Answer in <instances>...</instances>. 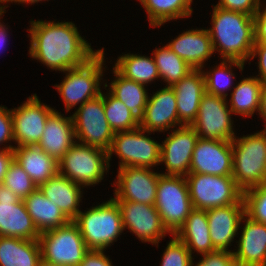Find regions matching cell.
Listing matches in <instances>:
<instances>
[{
  "label": "cell",
  "mask_w": 266,
  "mask_h": 266,
  "mask_svg": "<svg viewBox=\"0 0 266 266\" xmlns=\"http://www.w3.org/2000/svg\"><path fill=\"white\" fill-rule=\"evenodd\" d=\"M258 55V67L259 74L256 76L264 85H266V43L255 40L251 57L250 59H254Z\"/></svg>",
  "instance_id": "cell-43"
},
{
  "label": "cell",
  "mask_w": 266,
  "mask_h": 266,
  "mask_svg": "<svg viewBox=\"0 0 266 266\" xmlns=\"http://www.w3.org/2000/svg\"><path fill=\"white\" fill-rule=\"evenodd\" d=\"M13 159V150H5L0 147V184L3 183L4 177L6 176L10 163Z\"/></svg>",
  "instance_id": "cell-46"
},
{
  "label": "cell",
  "mask_w": 266,
  "mask_h": 266,
  "mask_svg": "<svg viewBox=\"0 0 266 266\" xmlns=\"http://www.w3.org/2000/svg\"><path fill=\"white\" fill-rule=\"evenodd\" d=\"M161 80L172 87L194 68L172 51L167 44L152 52Z\"/></svg>",
  "instance_id": "cell-34"
},
{
  "label": "cell",
  "mask_w": 266,
  "mask_h": 266,
  "mask_svg": "<svg viewBox=\"0 0 266 266\" xmlns=\"http://www.w3.org/2000/svg\"><path fill=\"white\" fill-rule=\"evenodd\" d=\"M207 211L210 239L216 250L229 251L234 237L242 224L245 215L244 204H230L223 207L212 208Z\"/></svg>",
  "instance_id": "cell-22"
},
{
  "label": "cell",
  "mask_w": 266,
  "mask_h": 266,
  "mask_svg": "<svg viewBox=\"0 0 266 266\" xmlns=\"http://www.w3.org/2000/svg\"><path fill=\"white\" fill-rule=\"evenodd\" d=\"M41 259L38 239L0 236L1 266H38Z\"/></svg>",
  "instance_id": "cell-30"
},
{
  "label": "cell",
  "mask_w": 266,
  "mask_h": 266,
  "mask_svg": "<svg viewBox=\"0 0 266 266\" xmlns=\"http://www.w3.org/2000/svg\"><path fill=\"white\" fill-rule=\"evenodd\" d=\"M244 192L266 182V129L232 140V175Z\"/></svg>",
  "instance_id": "cell-3"
},
{
  "label": "cell",
  "mask_w": 266,
  "mask_h": 266,
  "mask_svg": "<svg viewBox=\"0 0 266 266\" xmlns=\"http://www.w3.org/2000/svg\"><path fill=\"white\" fill-rule=\"evenodd\" d=\"M43 194L70 219L74 220L78 212L84 189L81 185L72 182L67 177L57 173L39 186Z\"/></svg>",
  "instance_id": "cell-25"
},
{
  "label": "cell",
  "mask_w": 266,
  "mask_h": 266,
  "mask_svg": "<svg viewBox=\"0 0 266 266\" xmlns=\"http://www.w3.org/2000/svg\"><path fill=\"white\" fill-rule=\"evenodd\" d=\"M104 112L114 133L139 128V125L133 120L129 108L110 92L104 94Z\"/></svg>",
  "instance_id": "cell-36"
},
{
  "label": "cell",
  "mask_w": 266,
  "mask_h": 266,
  "mask_svg": "<svg viewBox=\"0 0 266 266\" xmlns=\"http://www.w3.org/2000/svg\"><path fill=\"white\" fill-rule=\"evenodd\" d=\"M260 3L259 10L257 12V15L255 16L256 19V39L259 41H262L266 43V5L262 6Z\"/></svg>",
  "instance_id": "cell-45"
},
{
  "label": "cell",
  "mask_w": 266,
  "mask_h": 266,
  "mask_svg": "<svg viewBox=\"0 0 266 266\" xmlns=\"http://www.w3.org/2000/svg\"><path fill=\"white\" fill-rule=\"evenodd\" d=\"M38 240L41 258L59 266H79L89 251L73 220L64 226L40 233Z\"/></svg>",
  "instance_id": "cell-9"
},
{
  "label": "cell",
  "mask_w": 266,
  "mask_h": 266,
  "mask_svg": "<svg viewBox=\"0 0 266 266\" xmlns=\"http://www.w3.org/2000/svg\"><path fill=\"white\" fill-rule=\"evenodd\" d=\"M38 266H59V265H55L53 263H49L47 261H44L43 259L40 260Z\"/></svg>",
  "instance_id": "cell-50"
},
{
  "label": "cell",
  "mask_w": 266,
  "mask_h": 266,
  "mask_svg": "<svg viewBox=\"0 0 266 266\" xmlns=\"http://www.w3.org/2000/svg\"><path fill=\"white\" fill-rule=\"evenodd\" d=\"M161 173L152 168L128 166L119 168L114 200L155 205L158 179Z\"/></svg>",
  "instance_id": "cell-14"
},
{
  "label": "cell",
  "mask_w": 266,
  "mask_h": 266,
  "mask_svg": "<svg viewBox=\"0 0 266 266\" xmlns=\"http://www.w3.org/2000/svg\"><path fill=\"white\" fill-rule=\"evenodd\" d=\"M174 235L186 245L191 254L196 251L202 256L216 251L210 239L206 210L193 209Z\"/></svg>",
  "instance_id": "cell-28"
},
{
  "label": "cell",
  "mask_w": 266,
  "mask_h": 266,
  "mask_svg": "<svg viewBox=\"0 0 266 266\" xmlns=\"http://www.w3.org/2000/svg\"><path fill=\"white\" fill-rule=\"evenodd\" d=\"M76 142L72 116L65 117L54 110L47 119L37 146L59 161Z\"/></svg>",
  "instance_id": "cell-23"
},
{
  "label": "cell",
  "mask_w": 266,
  "mask_h": 266,
  "mask_svg": "<svg viewBox=\"0 0 266 266\" xmlns=\"http://www.w3.org/2000/svg\"><path fill=\"white\" fill-rule=\"evenodd\" d=\"M54 108L42 104L36 94L11 109L13 120V137L17 146L37 145L40 141L49 115Z\"/></svg>",
  "instance_id": "cell-15"
},
{
  "label": "cell",
  "mask_w": 266,
  "mask_h": 266,
  "mask_svg": "<svg viewBox=\"0 0 266 266\" xmlns=\"http://www.w3.org/2000/svg\"><path fill=\"white\" fill-rule=\"evenodd\" d=\"M79 266H113L109 256L104 254V250H89Z\"/></svg>",
  "instance_id": "cell-44"
},
{
  "label": "cell",
  "mask_w": 266,
  "mask_h": 266,
  "mask_svg": "<svg viewBox=\"0 0 266 266\" xmlns=\"http://www.w3.org/2000/svg\"><path fill=\"white\" fill-rule=\"evenodd\" d=\"M27 212L40 233L64 226L71 220L37 187L24 200Z\"/></svg>",
  "instance_id": "cell-29"
},
{
  "label": "cell",
  "mask_w": 266,
  "mask_h": 266,
  "mask_svg": "<svg viewBox=\"0 0 266 266\" xmlns=\"http://www.w3.org/2000/svg\"><path fill=\"white\" fill-rule=\"evenodd\" d=\"M168 134L161 144L160 163H165L162 175L187 176L190 172L192 154L198 140L191 126H181Z\"/></svg>",
  "instance_id": "cell-16"
},
{
  "label": "cell",
  "mask_w": 266,
  "mask_h": 266,
  "mask_svg": "<svg viewBox=\"0 0 266 266\" xmlns=\"http://www.w3.org/2000/svg\"><path fill=\"white\" fill-rule=\"evenodd\" d=\"M167 46L194 69H202L214 54L207 29H191L179 34Z\"/></svg>",
  "instance_id": "cell-24"
},
{
  "label": "cell",
  "mask_w": 266,
  "mask_h": 266,
  "mask_svg": "<svg viewBox=\"0 0 266 266\" xmlns=\"http://www.w3.org/2000/svg\"><path fill=\"white\" fill-rule=\"evenodd\" d=\"M176 126H179L176 96L172 87L165 86L148 97L144 120L139 127L154 133Z\"/></svg>",
  "instance_id": "cell-19"
},
{
  "label": "cell",
  "mask_w": 266,
  "mask_h": 266,
  "mask_svg": "<svg viewBox=\"0 0 266 266\" xmlns=\"http://www.w3.org/2000/svg\"><path fill=\"white\" fill-rule=\"evenodd\" d=\"M120 208L123 229H129L141 242L159 244L160 240L171 234L163 225L155 205L115 200Z\"/></svg>",
  "instance_id": "cell-13"
},
{
  "label": "cell",
  "mask_w": 266,
  "mask_h": 266,
  "mask_svg": "<svg viewBox=\"0 0 266 266\" xmlns=\"http://www.w3.org/2000/svg\"><path fill=\"white\" fill-rule=\"evenodd\" d=\"M10 141H13L14 143V137H13V120H12V113L11 109H8L4 106H0V144L4 145L3 149L5 150H13L15 148V145H8L5 142L8 143Z\"/></svg>",
  "instance_id": "cell-42"
},
{
  "label": "cell",
  "mask_w": 266,
  "mask_h": 266,
  "mask_svg": "<svg viewBox=\"0 0 266 266\" xmlns=\"http://www.w3.org/2000/svg\"><path fill=\"white\" fill-rule=\"evenodd\" d=\"M264 84L255 76L243 78L230 93L229 108L235 115L251 117L259 111L260 97Z\"/></svg>",
  "instance_id": "cell-31"
},
{
  "label": "cell",
  "mask_w": 266,
  "mask_h": 266,
  "mask_svg": "<svg viewBox=\"0 0 266 266\" xmlns=\"http://www.w3.org/2000/svg\"><path fill=\"white\" fill-rule=\"evenodd\" d=\"M186 180L194 209L209 210L230 204H244L243 191L231 175L189 173Z\"/></svg>",
  "instance_id": "cell-6"
},
{
  "label": "cell",
  "mask_w": 266,
  "mask_h": 266,
  "mask_svg": "<svg viewBox=\"0 0 266 266\" xmlns=\"http://www.w3.org/2000/svg\"><path fill=\"white\" fill-rule=\"evenodd\" d=\"M109 168L106 151L77 142L58 161V173L82 187L100 183Z\"/></svg>",
  "instance_id": "cell-7"
},
{
  "label": "cell",
  "mask_w": 266,
  "mask_h": 266,
  "mask_svg": "<svg viewBox=\"0 0 266 266\" xmlns=\"http://www.w3.org/2000/svg\"><path fill=\"white\" fill-rule=\"evenodd\" d=\"M14 159L39 187L58 173V161L37 145L15 146Z\"/></svg>",
  "instance_id": "cell-26"
},
{
  "label": "cell",
  "mask_w": 266,
  "mask_h": 266,
  "mask_svg": "<svg viewBox=\"0 0 266 266\" xmlns=\"http://www.w3.org/2000/svg\"><path fill=\"white\" fill-rule=\"evenodd\" d=\"M145 133H148L147 135ZM151 132L142 128L132 131L116 132L107 152L109 167L112 154L120 159L119 168L136 166L154 168L160 165L161 143L149 137Z\"/></svg>",
  "instance_id": "cell-10"
},
{
  "label": "cell",
  "mask_w": 266,
  "mask_h": 266,
  "mask_svg": "<svg viewBox=\"0 0 266 266\" xmlns=\"http://www.w3.org/2000/svg\"><path fill=\"white\" fill-rule=\"evenodd\" d=\"M225 97L205 93L191 127L199 138L232 141L235 137L233 115Z\"/></svg>",
  "instance_id": "cell-12"
},
{
  "label": "cell",
  "mask_w": 266,
  "mask_h": 266,
  "mask_svg": "<svg viewBox=\"0 0 266 266\" xmlns=\"http://www.w3.org/2000/svg\"><path fill=\"white\" fill-rule=\"evenodd\" d=\"M148 14L150 26L160 27L170 20L192 15L193 0H139Z\"/></svg>",
  "instance_id": "cell-32"
},
{
  "label": "cell",
  "mask_w": 266,
  "mask_h": 266,
  "mask_svg": "<svg viewBox=\"0 0 266 266\" xmlns=\"http://www.w3.org/2000/svg\"><path fill=\"white\" fill-rule=\"evenodd\" d=\"M71 116L77 143L108 152L115 133L105 116L103 92L83 103Z\"/></svg>",
  "instance_id": "cell-11"
},
{
  "label": "cell",
  "mask_w": 266,
  "mask_h": 266,
  "mask_svg": "<svg viewBox=\"0 0 266 266\" xmlns=\"http://www.w3.org/2000/svg\"><path fill=\"white\" fill-rule=\"evenodd\" d=\"M29 55L51 70H66L85 64L93 50L72 22L30 21Z\"/></svg>",
  "instance_id": "cell-1"
},
{
  "label": "cell",
  "mask_w": 266,
  "mask_h": 266,
  "mask_svg": "<svg viewBox=\"0 0 266 266\" xmlns=\"http://www.w3.org/2000/svg\"><path fill=\"white\" fill-rule=\"evenodd\" d=\"M124 77L146 85L160 78L154 57L123 54L113 66Z\"/></svg>",
  "instance_id": "cell-33"
},
{
  "label": "cell",
  "mask_w": 266,
  "mask_h": 266,
  "mask_svg": "<svg viewBox=\"0 0 266 266\" xmlns=\"http://www.w3.org/2000/svg\"><path fill=\"white\" fill-rule=\"evenodd\" d=\"M258 114L261 115L260 117H262L263 120L266 122V85H264L261 92ZM264 125H265L264 129H266V123Z\"/></svg>",
  "instance_id": "cell-48"
},
{
  "label": "cell",
  "mask_w": 266,
  "mask_h": 266,
  "mask_svg": "<svg viewBox=\"0 0 266 266\" xmlns=\"http://www.w3.org/2000/svg\"><path fill=\"white\" fill-rule=\"evenodd\" d=\"M156 192L155 208L163 225L173 235L194 209L186 177L161 174Z\"/></svg>",
  "instance_id": "cell-8"
},
{
  "label": "cell",
  "mask_w": 266,
  "mask_h": 266,
  "mask_svg": "<svg viewBox=\"0 0 266 266\" xmlns=\"http://www.w3.org/2000/svg\"><path fill=\"white\" fill-rule=\"evenodd\" d=\"M73 221L89 250L107 249L124 231L120 208L112 197L85 212L80 210Z\"/></svg>",
  "instance_id": "cell-4"
},
{
  "label": "cell",
  "mask_w": 266,
  "mask_h": 266,
  "mask_svg": "<svg viewBox=\"0 0 266 266\" xmlns=\"http://www.w3.org/2000/svg\"><path fill=\"white\" fill-rule=\"evenodd\" d=\"M161 266H192L193 256L174 234L162 255Z\"/></svg>",
  "instance_id": "cell-39"
},
{
  "label": "cell",
  "mask_w": 266,
  "mask_h": 266,
  "mask_svg": "<svg viewBox=\"0 0 266 266\" xmlns=\"http://www.w3.org/2000/svg\"><path fill=\"white\" fill-rule=\"evenodd\" d=\"M0 236L26 240H36L40 236L24 201L3 184H0Z\"/></svg>",
  "instance_id": "cell-17"
},
{
  "label": "cell",
  "mask_w": 266,
  "mask_h": 266,
  "mask_svg": "<svg viewBox=\"0 0 266 266\" xmlns=\"http://www.w3.org/2000/svg\"><path fill=\"white\" fill-rule=\"evenodd\" d=\"M8 6L7 5H0V17H2V15L6 12V10H5V8H7ZM0 21H2L1 20V18H0ZM4 22H0V50L3 48V46L4 45H6L5 43H6V40L8 41V39H7V37H8V35L9 34H7V33H9L8 32V27H6V25H4L3 24Z\"/></svg>",
  "instance_id": "cell-47"
},
{
  "label": "cell",
  "mask_w": 266,
  "mask_h": 266,
  "mask_svg": "<svg viewBox=\"0 0 266 266\" xmlns=\"http://www.w3.org/2000/svg\"><path fill=\"white\" fill-rule=\"evenodd\" d=\"M189 173L232 175V141L198 138Z\"/></svg>",
  "instance_id": "cell-18"
},
{
  "label": "cell",
  "mask_w": 266,
  "mask_h": 266,
  "mask_svg": "<svg viewBox=\"0 0 266 266\" xmlns=\"http://www.w3.org/2000/svg\"><path fill=\"white\" fill-rule=\"evenodd\" d=\"M2 184L10 189L20 200H24L38 187L16 159H13L10 163Z\"/></svg>",
  "instance_id": "cell-37"
},
{
  "label": "cell",
  "mask_w": 266,
  "mask_h": 266,
  "mask_svg": "<svg viewBox=\"0 0 266 266\" xmlns=\"http://www.w3.org/2000/svg\"><path fill=\"white\" fill-rule=\"evenodd\" d=\"M104 54V48L98 49V52L85 64L63 72L66 76L61 84L54 85L65 103L66 112L77 104L80 103L78 106H81L101 94Z\"/></svg>",
  "instance_id": "cell-5"
},
{
  "label": "cell",
  "mask_w": 266,
  "mask_h": 266,
  "mask_svg": "<svg viewBox=\"0 0 266 266\" xmlns=\"http://www.w3.org/2000/svg\"><path fill=\"white\" fill-rule=\"evenodd\" d=\"M222 62L216 65L210 71H203L205 78L206 93L225 97L227 99L229 89L233 83L235 74L232 71V66H236L241 71L244 69V62L236 60H221ZM226 92V93H225Z\"/></svg>",
  "instance_id": "cell-35"
},
{
  "label": "cell",
  "mask_w": 266,
  "mask_h": 266,
  "mask_svg": "<svg viewBox=\"0 0 266 266\" xmlns=\"http://www.w3.org/2000/svg\"><path fill=\"white\" fill-rule=\"evenodd\" d=\"M239 226L241 235L237 250L232 251L238 266H266V224L244 215ZM242 227V228H241Z\"/></svg>",
  "instance_id": "cell-21"
},
{
  "label": "cell",
  "mask_w": 266,
  "mask_h": 266,
  "mask_svg": "<svg viewBox=\"0 0 266 266\" xmlns=\"http://www.w3.org/2000/svg\"><path fill=\"white\" fill-rule=\"evenodd\" d=\"M114 80L108 86V82L104 83V87H110L109 92L123 102L130 110L133 120L140 126L144 120V111L148 101V92L145 85L137 83L121 75L114 67Z\"/></svg>",
  "instance_id": "cell-27"
},
{
  "label": "cell",
  "mask_w": 266,
  "mask_h": 266,
  "mask_svg": "<svg viewBox=\"0 0 266 266\" xmlns=\"http://www.w3.org/2000/svg\"><path fill=\"white\" fill-rule=\"evenodd\" d=\"M39 1H45V0H4L3 4L9 3V2H11V3L15 2L18 4H23V3L34 4V3H37ZM46 1H48V0H46Z\"/></svg>",
  "instance_id": "cell-49"
},
{
  "label": "cell",
  "mask_w": 266,
  "mask_h": 266,
  "mask_svg": "<svg viewBox=\"0 0 266 266\" xmlns=\"http://www.w3.org/2000/svg\"><path fill=\"white\" fill-rule=\"evenodd\" d=\"M245 215L255 222L266 224V182L243 192Z\"/></svg>",
  "instance_id": "cell-38"
},
{
  "label": "cell",
  "mask_w": 266,
  "mask_h": 266,
  "mask_svg": "<svg viewBox=\"0 0 266 266\" xmlns=\"http://www.w3.org/2000/svg\"><path fill=\"white\" fill-rule=\"evenodd\" d=\"M212 27L207 29L213 50L223 60H250L256 40V19L242 12L213 8Z\"/></svg>",
  "instance_id": "cell-2"
},
{
  "label": "cell",
  "mask_w": 266,
  "mask_h": 266,
  "mask_svg": "<svg viewBox=\"0 0 266 266\" xmlns=\"http://www.w3.org/2000/svg\"><path fill=\"white\" fill-rule=\"evenodd\" d=\"M202 257L199 262H192V266H238L232 250H216Z\"/></svg>",
  "instance_id": "cell-40"
},
{
  "label": "cell",
  "mask_w": 266,
  "mask_h": 266,
  "mask_svg": "<svg viewBox=\"0 0 266 266\" xmlns=\"http://www.w3.org/2000/svg\"><path fill=\"white\" fill-rule=\"evenodd\" d=\"M260 0H219L215 6L230 10L242 12L247 15L256 16L260 7Z\"/></svg>",
  "instance_id": "cell-41"
},
{
  "label": "cell",
  "mask_w": 266,
  "mask_h": 266,
  "mask_svg": "<svg viewBox=\"0 0 266 266\" xmlns=\"http://www.w3.org/2000/svg\"><path fill=\"white\" fill-rule=\"evenodd\" d=\"M172 88L177 101L179 127L191 126L197 117L202 96L206 93L203 69H193Z\"/></svg>",
  "instance_id": "cell-20"
}]
</instances>
